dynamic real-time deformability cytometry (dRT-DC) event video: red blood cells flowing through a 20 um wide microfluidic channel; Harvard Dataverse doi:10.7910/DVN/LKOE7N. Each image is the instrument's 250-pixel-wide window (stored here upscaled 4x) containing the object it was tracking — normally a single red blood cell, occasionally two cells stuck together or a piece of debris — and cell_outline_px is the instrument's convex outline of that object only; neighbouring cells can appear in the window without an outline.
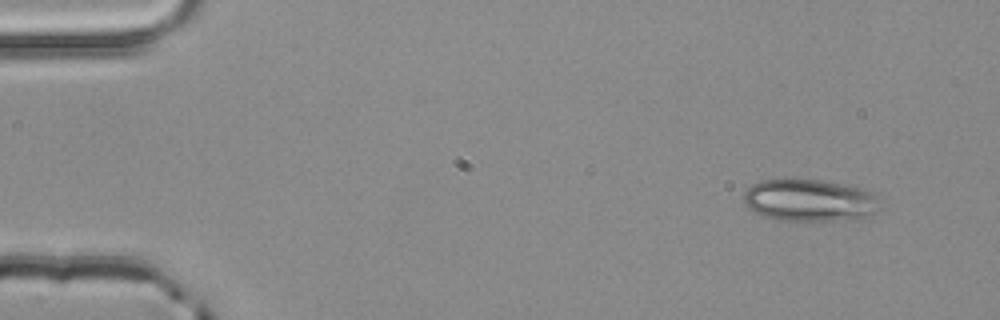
{"species": "common noctule bat (a hibernating species)", "species_latin": "Nyctalus noctula", "temperature_condition": "room temperature", "stored_images_in_passage": 3, "camera_frame_rate_fps": 3000, "um_per_image_px": 0.085, "animal": {"sex": "male", "body_mass_g": 20.4}, "frame": {"image": 1, "passage_image": 1, "time_ms": 0.0, "image_size_px": [1000, 320], "cell_outline_px": [[880, 212], [868, 216], [832, 220], [772, 220], [748, 208], [744, 200], [744, 192], [752, 184], [760, 180], [820, 180], [848, 184], [876, 192]], "centroid_in_image_um": [68.85, 17.02], "position_along_channel_um": 16.2, "area_um2": 33.52}}